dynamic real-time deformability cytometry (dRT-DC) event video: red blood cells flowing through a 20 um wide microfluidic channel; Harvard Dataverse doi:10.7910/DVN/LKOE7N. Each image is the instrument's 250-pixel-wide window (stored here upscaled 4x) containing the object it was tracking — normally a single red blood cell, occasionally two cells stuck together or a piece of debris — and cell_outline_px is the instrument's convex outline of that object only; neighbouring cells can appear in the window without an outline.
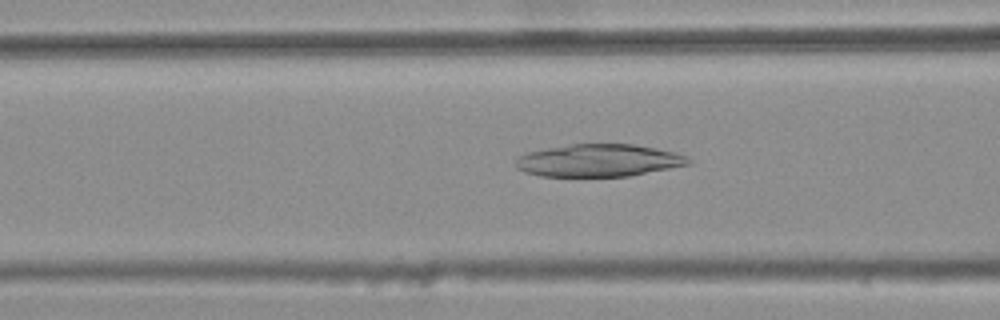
{"species": "common noctule bat (a hibernating species)", "species_latin": "Nyctalus noctula", "temperature_condition": "warm", "stored_images_in_passage": 43, "camera_frame_rate_fps": 3000, "um_per_image_px": 0.085, "animal": {"sex": "female", "body_mass_g": 25.1}, "frame": {"image": 1, "passage_image": 21, "time_ms": 6.667, "image_size_px": [1000, 320], "cell_outline_px": [[692, 164], [628, 176], [540, 176], [524, 172], [516, 168], [516, 160], [520, 156], [528, 152], [548, 148], [572, 144], [632, 144], [656, 148], [676, 152], [688, 156], [692, 160]], "centroid_in_image_um": [50.94, 13.64], "position_along_channel_um": 115.7, "area_um2": 32.66}}
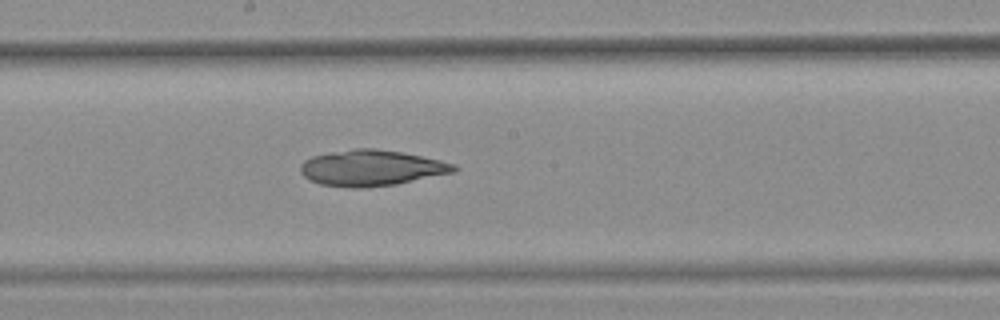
{"frame": {"image": 2, "passage_image": 29, "time_ms": 9.333, "image_size_px": [1000, 320], "cell_outline_px": [[460, 168], [456, 172], [396, 184], [360, 188], [352, 188], [320, 184], [308, 180], [300, 172], [300, 164], [304, 160], [312, 156], [332, 152], [356, 148], [376, 148], [400, 152], [440, 160], [456, 164]], "centroid_in_image_um": [31.57, 14.28], "position_along_channel_um": 216.6, "area_um2": 32.19}}
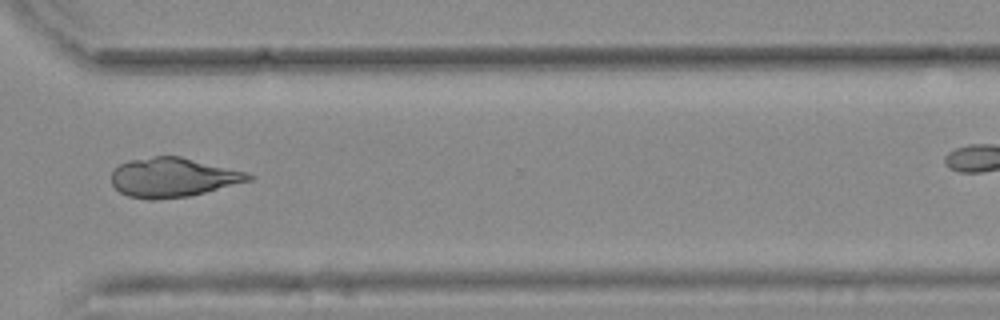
{"frame": {"image": 3, "passage_image": 40, "time_ms": 13.0, "image_size_px": [1000, 320], "cell_outline_px": [[256, 176], [252, 180], [188, 196], [152, 200], [128, 196], [120, 192], [112, 184], [112, 172], [120, 164], [128, 160], [152, 156], [180, 156], [244, 172]], "centroid_in_image_um": [14.67, 15.08], "position_along_channel_um": 355.9, "area_um2": 31.04}}